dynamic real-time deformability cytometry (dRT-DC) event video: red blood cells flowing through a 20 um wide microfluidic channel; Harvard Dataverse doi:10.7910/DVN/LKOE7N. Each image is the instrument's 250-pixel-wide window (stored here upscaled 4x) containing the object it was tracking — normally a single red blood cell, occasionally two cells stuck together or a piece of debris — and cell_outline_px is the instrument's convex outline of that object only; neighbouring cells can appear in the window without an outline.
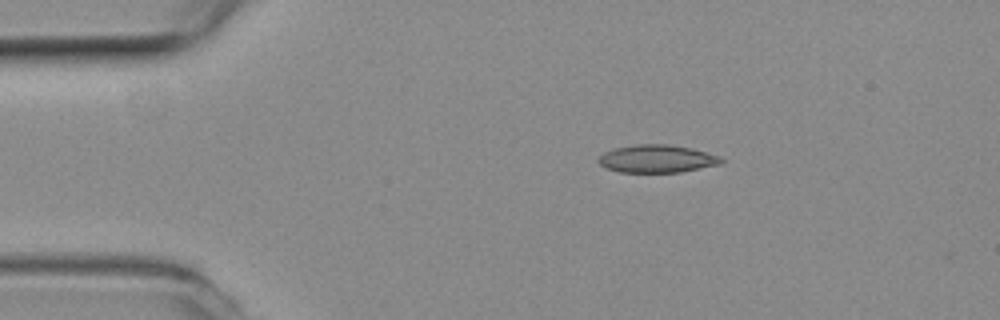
{"species": "common noctule bat (a hibernating species)", "species_latin": "Nyctalus noctula", "temperature_condition": "room temperature", "stored_images_in_passage": 47, "camera_frame_rate_fps": 3000, "um_per_image_px": 0.085, "animal": {"sex": "female", "body_mass_g": 19.3, "forearm_length_mm": 54.1}, "frame": {"image": 1, "passage_image": 1, "time_ms": 0.0, "image_size_px": [1000, 320], "cell_outline_px": [[724, 164], [680, 172], [620, 172], [608, 168], [600, 164], [596, 160], [604, 152], [612, 148], [636, 144], [668, 144], [692, 148], [720, 156], [724, 160]], "centroid_in_image_um": [55.87, 13.49], "position_along_channel_um": 29.1, "area_um2": 20.06}}
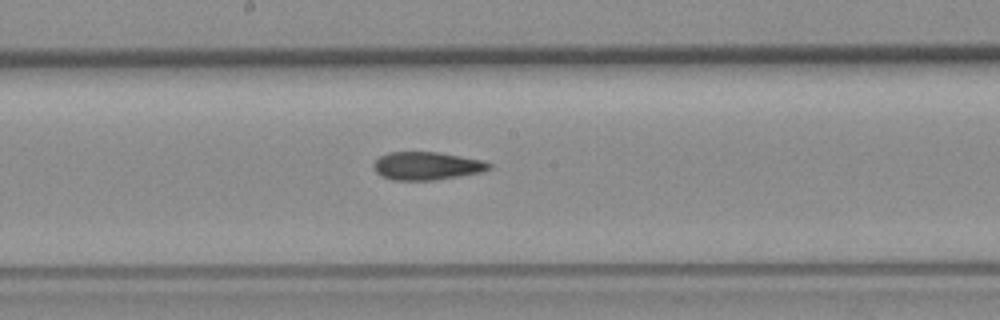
{"frame": {"image": 2, "passage_image": 20, "time_ms": 6.333, "image_size_px": [1000, 320], "cell_outline_px": [[492, 168], [484, 172], [432, 180], [392, 180], [380, 176], [372, 168], [372, 164], [380, 156], [388, 152], [440, 152], [484, 160], [492, 164]], "centroid_in_image_um": [36.28, 14.1], "position_along_channel_um": 211.9, "area_um2": 19.13}}
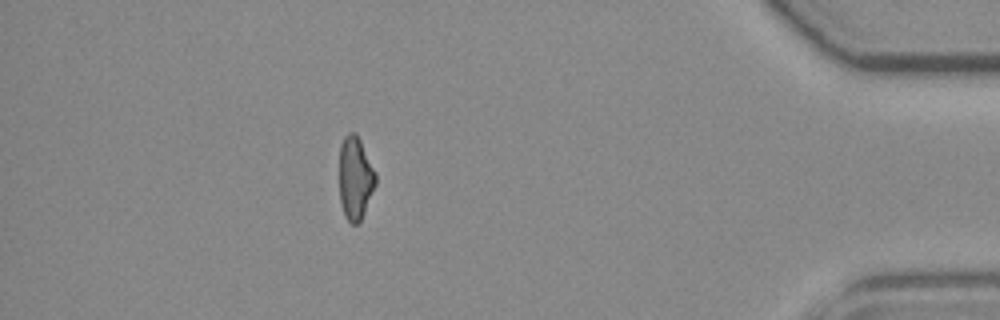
{"frame": {"image": 3, "passage_image": 40, "time_ms": 13.0, "image_size_px": [1000, 320], "cell_outline_px": [[376, 184], [364, 212], [360, 220], [356, 224], [352, 224], [344, 216], [340, 204], [340, 144], [344, 136], [348, 132], [356, 132], [376, 172]], "centroid_in_image_um": [30.19, 15.12], "position_along_channel_um": 405.0, "area_um2": 17.57}, "authors_computed_cell_mechanics": {"area_um2": 19.074, "velocity_mm_per_s": 3.6959, "shape_relaxation_time_tau1_ms": null, "shape_relaxation_time_tau2_ms": 5.4679, "deformation_change_tau1": null, "deformation_change_tau2": 0.1253}}